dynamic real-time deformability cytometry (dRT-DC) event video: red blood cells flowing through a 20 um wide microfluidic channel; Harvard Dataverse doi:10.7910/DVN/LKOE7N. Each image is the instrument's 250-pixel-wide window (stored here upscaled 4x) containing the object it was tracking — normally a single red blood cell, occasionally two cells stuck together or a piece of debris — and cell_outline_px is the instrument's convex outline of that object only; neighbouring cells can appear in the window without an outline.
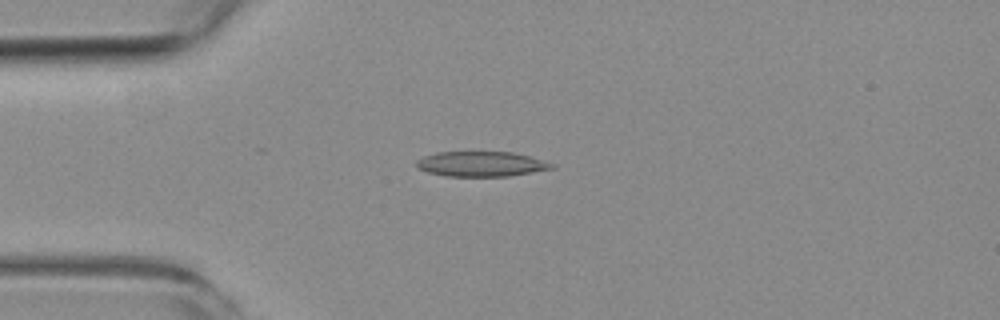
{"species": "common noctule bat (a hibernating species)", "species_latin": "Nyctalus noctula", "temperature_condition": "room temperature", "stored_images_in_passage": 6, "camera_frame_rate_fps": 3000, "um_per_image_px": 0.085, "animal": {"sex": "female", "body_mass_g": 19.3, "forearm_length_mm": 54.1}, "frame": {"image": 1, "passage_image": 3, "time_ms": 3.333, "image_size_px": [1000, 320], "cell_outline_px": [[556, 168], [508, 176], [444, 176], [428, 172], [416, 168], [416, 160], [424, 156], [436, 152], [512, 152], [532, 156], [556, 164]], "centroid_in_image_um": [40.92, 13.93], "position_along_channel_um": 44.1, "area_um2": 19.94}}
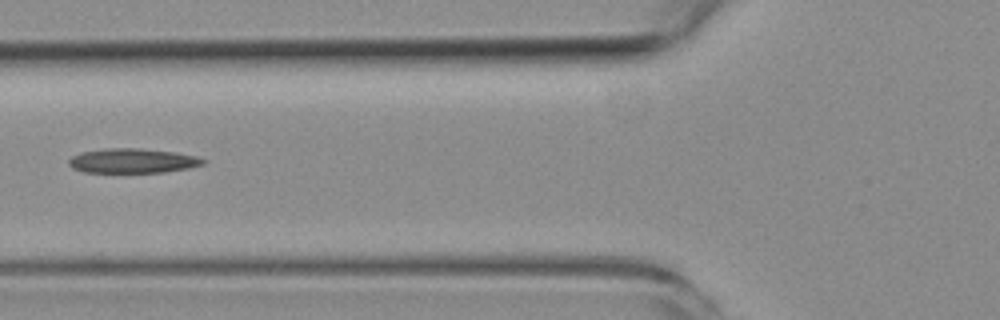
{"frame": {"image": 2, "passage_image": 5, "time_ms": 5.667, "image_size_px": [1000, 320], "cell_outline_px": [[204, 164], [188, 168], [164, 172], [84, 172], [72, 168], [68, 164], [68, 160], [72, 156], [80, 152], [108, 148], [136, 148], [176, 152], [196, 156], [204, 160]], "centroid_in_image_um": [11.23, 13.66], "position_along_channel_um": 114.6, "area_um2": 19.13}}
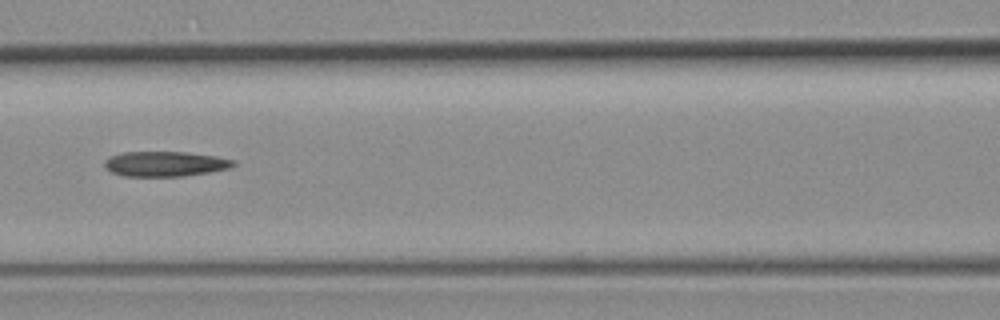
{"frame": {"image": 3, "passage_image": 6, "time_ms": 6.667, "image_size_px": [1000, 320], "cell_outline_px": [[236, 164], [228, 168], [208, 172], [184, 176], [124, 176], [112, 172], [104, 168], [104, 160], [112, 156], [124, 152], [188, 152], [216, 156], [236, 160]], "centroid_in_image_um": [14.04, 13.92], "position_along_channel_um": 152.6, "area_um2": 18.79}}